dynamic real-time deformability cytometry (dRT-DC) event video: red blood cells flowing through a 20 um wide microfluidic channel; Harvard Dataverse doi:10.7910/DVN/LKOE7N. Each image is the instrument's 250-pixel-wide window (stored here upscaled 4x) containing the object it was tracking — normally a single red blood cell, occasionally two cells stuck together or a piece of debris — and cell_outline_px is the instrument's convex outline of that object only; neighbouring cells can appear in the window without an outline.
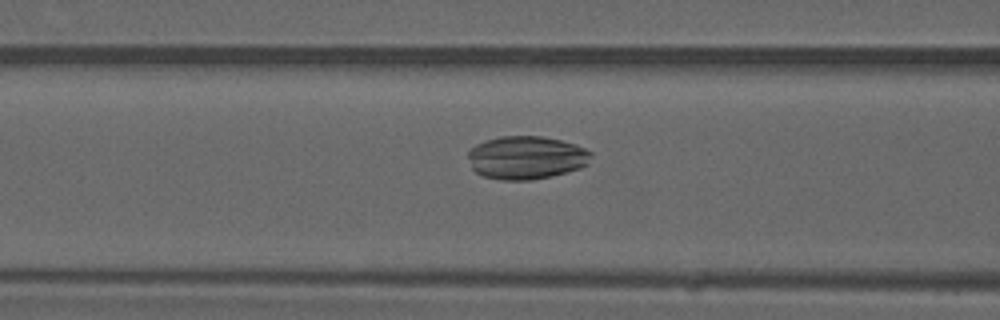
{"species": "common noctule bat (a hibernating species)", "species_latin": "Nyctalus noctula", "temperature_condition": "warm", "stored_images_in_passage": 22, "camera_frame_rate_fps": 3000, "um_per_image_px": 0.085, "animal": {"sex": "male", "forearm_length_mm": 52.5}, "frame": {"image": 1, "passage_image": 9, "time_ms": 2.667, "image_size_px": [1000, 320], "cell_outline_px": [[592, 156], [588, 164], [580, 168], [552, 176], [532, 180], [500, 180], [484, 176], [476, 172], [472, 168], [468, 156], [468, 152], [476, 144], [484, 140], [500, 136], [544, 136], [576, 144], [592, 152]], "centroid_in_image_um": [44.74, 13.39], "position_along_channel_um": 121.9, "area_um2": 31.15}}
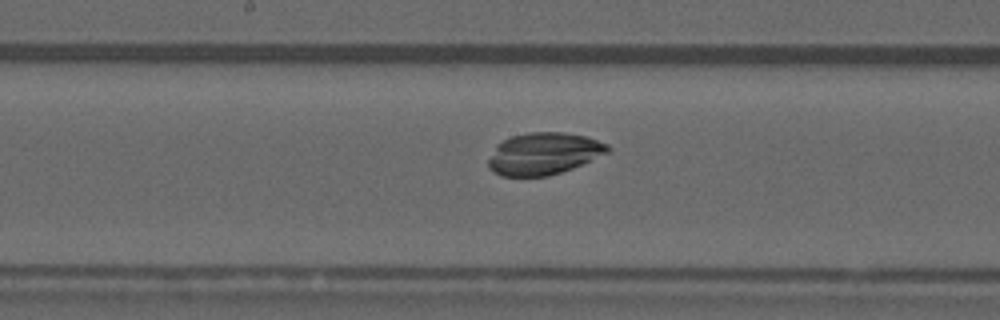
{"frame": {"image": 2, "passage_image": 15, "time_ms": 4.667, "image_size_px": [1000, 320], "cell_outline_px": [[612, 148], [608, 152], [572, 168], [548, 176], [500, 176], [492, 172], [488, 168], [488, 160], [496, 144], [512, 136], [528, 132], [564, 132], [588, 136], [608, 144]], "centroid_in_image_um": [46.2, 13.05], "position_along_channel_um": 202.0, "area_um2": 29.3}}
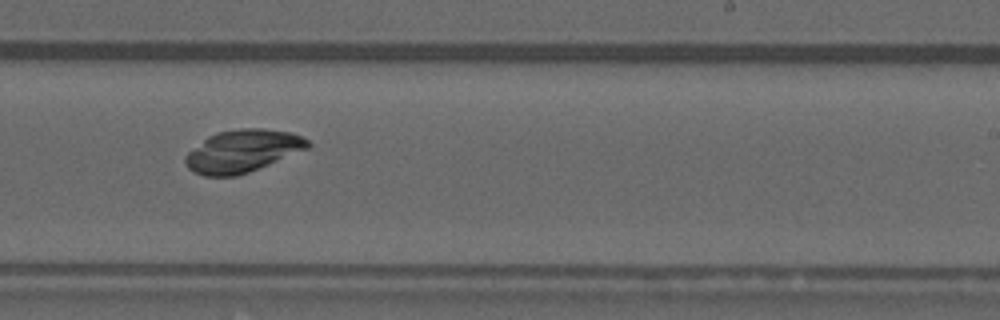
{"frame": {"image": 3, "passage_image": 20, "time_ms": 6.333, "image_size_px": [1000, 320], "cell_outline_px": [[312, 148], [248, 172], [236, 176], [204, 176], [192, 172], [188, 168], [184, 160], [184, 156], [188, 152], [208, 136], [216, 132], [236, 128], [264, 128], [292, 132], [308, 140], [312, 144]], "centroid_in_image_um": [20.65, 12.83], "position_along_channel_um": 268.4, "area_um2": 30.69}}